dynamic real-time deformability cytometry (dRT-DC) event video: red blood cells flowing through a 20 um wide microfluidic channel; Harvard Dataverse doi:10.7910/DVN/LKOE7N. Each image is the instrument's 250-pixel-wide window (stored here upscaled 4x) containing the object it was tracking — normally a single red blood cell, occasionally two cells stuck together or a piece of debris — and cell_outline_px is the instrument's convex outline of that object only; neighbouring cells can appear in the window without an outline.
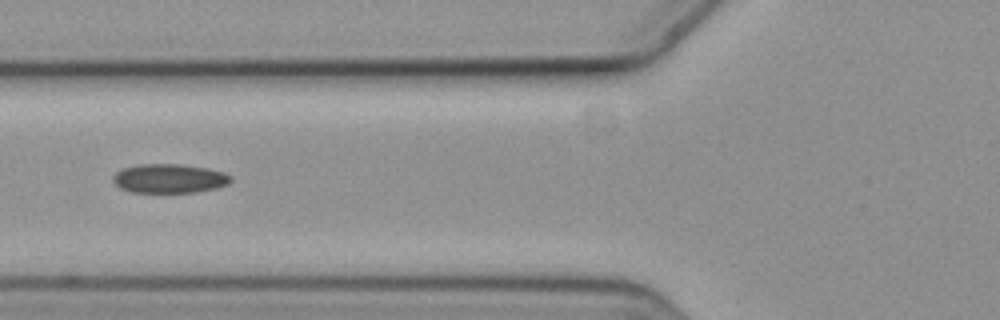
{"species": "common noctule bat (a hibernating species)", "species_latin": "Nyctalus noctula", "temperature_condition": "cold", "stored_images_in_passage": 18, "camera_frame_rate_fps": 3000, "um_per_image_px": 0.085, "animal": {"sex": "female", "body_mass_g": 19.3, "forearm_length_mm": 54.1}, "frame": {"image": 1, "passage_image": 13, "time_ms": 4.0, "image_size_px": [1000, 320], "cell_outline_px": [[232, 180], [228, 184], [216, 188], [196, 192], [132, 192], [120, 188], [112, 180], [112, 176], [116, 172], [124, 168], [140, 164], [180, 164], [208, 168], [224, 172], [232, 176]], "centroid_in_image_um": [14.41, 15.17], "position_along_channel_um": 111.4, "area_um2": 20.0}}
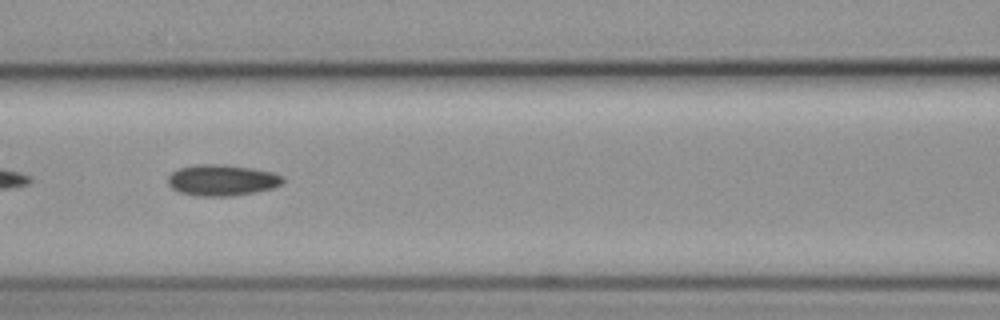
{"frame": {"image": 2, "passage_image": 16, "time_ms": 5.0, "image_size_px": [1000, 320], "cell_outline_px": [[284, 180], [280, 184], [272, 188], [232, 196], [196, 196], [180, 192], [172, 188], [168, 184], [168, 176], [172, 172], [180, 168], [196, 164], [224, 164], [252, 168], [272, 172], [284, 176]], "centroid_in_image_um": [18.85, 15.31], "position_along_channel_um": 147.7, "area_um2": 20.81}}